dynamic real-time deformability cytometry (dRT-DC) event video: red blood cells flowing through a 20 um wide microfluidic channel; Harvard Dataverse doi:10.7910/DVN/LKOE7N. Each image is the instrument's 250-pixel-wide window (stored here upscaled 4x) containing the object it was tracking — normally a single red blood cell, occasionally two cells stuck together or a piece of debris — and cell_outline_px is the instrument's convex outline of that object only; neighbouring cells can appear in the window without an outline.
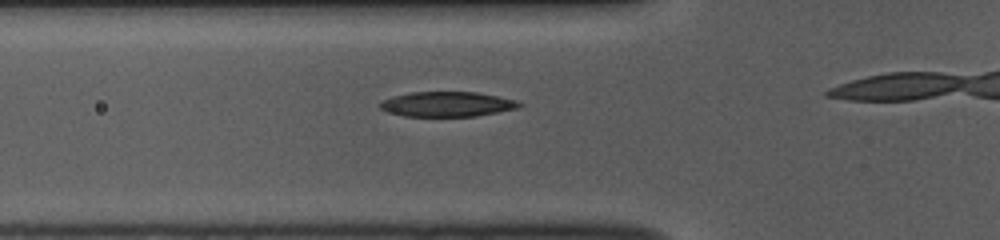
{"species": "common noctule bat (a hibernating species)", "species_latin": "Nyctalus noctula", "temperature_condition": "room temperature", "stored_images_in_passage": 13, "camera_frame_rate_fps": 3000, "um_per_image_px": 0.085, "animal": {"sex": "female", "body_mass_g": 10.0, "forearm_length_mm": 53.1}, "frame": {"image": 1, "passage_image": 8, "time_ms": 2.333, "image_size_px": [1000, 240], "cell_outline_px": [[524, 104], [520, 108], [476, 116], [404, 116], [388, 112], [380, 108], [380, 100], [392, 96], [412, 92], [476, 92], [516, 100]], "centroid_in_image_um": [38.01, 8.85], "position_along_channel_um": 87.8, "area_um2": 20.29}}
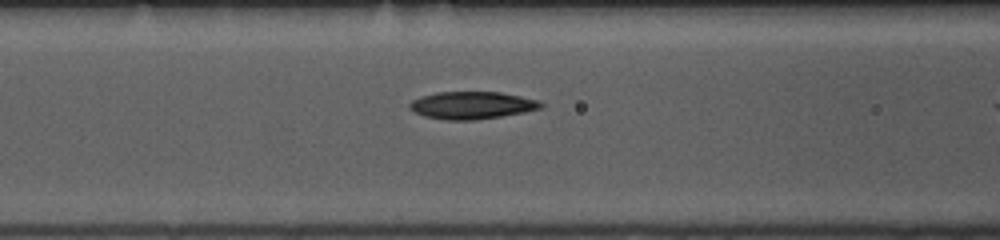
{"frame": {"image": 2, "passage_image": 11, "time_ms": 3.333, "image_size_px": [1000, 240], "cell_outline_px": [[544, 108], [524, 112], [476, 120], [448, 120], [424, 116], [408, 108], [408, 104], [412, 100], [420, 96], [436, 92], [500, 92], [520, 96], [536, 100], [544, 104]], "centroid_in_image_um": [40.1, 8.94], "position_along_channel_um": 126.5, "area_um2": 20.98}}